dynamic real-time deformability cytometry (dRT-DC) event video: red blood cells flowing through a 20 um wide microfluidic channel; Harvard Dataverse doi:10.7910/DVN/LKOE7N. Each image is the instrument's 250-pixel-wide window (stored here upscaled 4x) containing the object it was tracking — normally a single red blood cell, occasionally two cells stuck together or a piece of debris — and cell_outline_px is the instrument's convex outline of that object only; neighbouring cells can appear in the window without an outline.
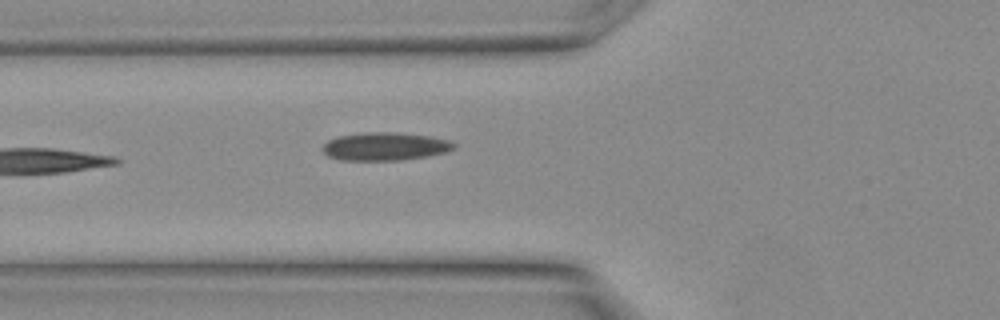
{"species": "Egyptian fruit bat (a non-hibernating species)", "species_latin": "Rousettus aegyptiacus", "temperature_condition": "warm", "stored_images_in_passage": 9, "camera_frame_rate_fps": 3000, "um_per_image_px": 0.085, "animal": {"sex": "female"}, "frame": {"image": 1, "passage_image": 9, "time_ms": 2.667, "image_size_px": [1000, 320], "cell_outline_px": [[456, 148], [444, 152], [428, 156], [400, 160], [340, 160], [328, 156], [320, 148], [328, 140], [340, 136], [376, 132], [392, 132], [428, 136], [448, 140], [456, 144]], "centroid_in_image_um": [32.72, 12.46], "position_along_channel_um": 93.1, "area_um2": 21.21}}